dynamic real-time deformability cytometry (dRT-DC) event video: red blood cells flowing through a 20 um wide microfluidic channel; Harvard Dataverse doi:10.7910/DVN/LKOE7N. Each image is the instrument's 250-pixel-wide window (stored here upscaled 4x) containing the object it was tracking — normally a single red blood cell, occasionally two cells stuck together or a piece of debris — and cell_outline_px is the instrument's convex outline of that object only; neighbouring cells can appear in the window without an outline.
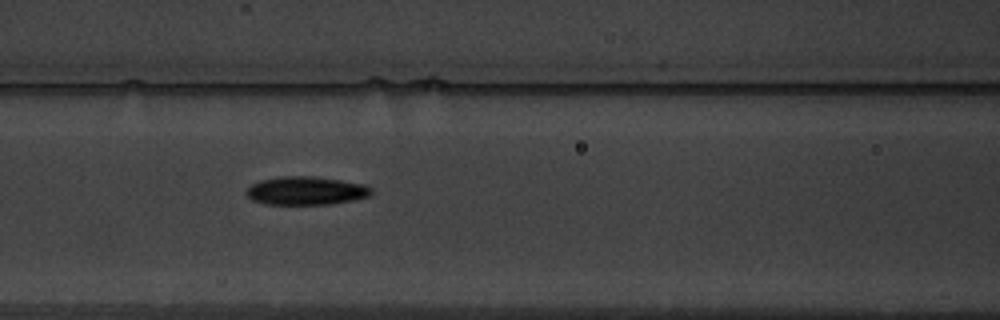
{"species": "common noctule bat (a hibernating species)", "species_latin": "Nyctalus noctula", "temperature_condition": "warm", "stored_images_in_passage": 7, "camera_frame_rate_fps": 3000, "um_per_image_px": 0.085, "animal": {"sex": "male", "body_mass_g": 19.5, "forearm_length_mm": 54.6}, "frame": {"image": 1, "passage_image": 7, "time_ms": 7.0, "image_size_px": [1000, 320], "cell_outline_px": [[372, 192], [368, 196], [352, 200], [332, 204], [264, 204], [252, 200], [244, 192], [252, 184], [260, 180], [280, 176], [312, 176], [340, 180], [364, 184], [372, 188]], "centroid_in_image_um": [25.98, 16.21], "position_along_channel_um": 140.6, "area_um2": 20.63}}